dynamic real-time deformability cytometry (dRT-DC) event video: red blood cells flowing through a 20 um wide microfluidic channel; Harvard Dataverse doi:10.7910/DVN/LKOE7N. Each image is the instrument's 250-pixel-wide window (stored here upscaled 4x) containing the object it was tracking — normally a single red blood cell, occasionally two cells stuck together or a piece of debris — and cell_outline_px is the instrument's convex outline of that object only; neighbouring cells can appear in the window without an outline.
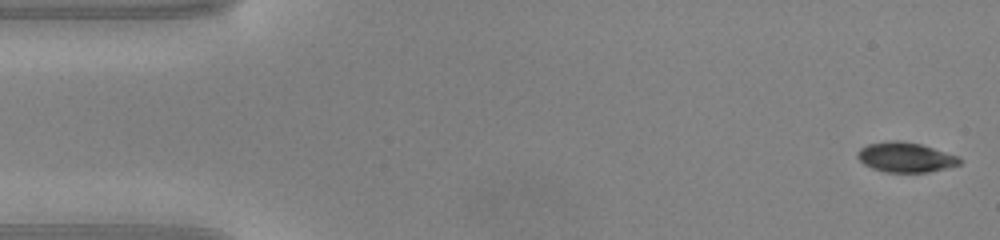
{"species": "common noctule bat (a hibernating species)", "species_latin": "Nyctalus noctula", "temperature_condition": "warm", "stored_images_in_passage": 48, "camera_frame_rate_fps": 3000, "um_per_image_px": 0.085, "animal": {"sex": "male", "body_mass_g": 20.0, "forearm_length_mm": 53.3}, "frame": {"image": 1, "passage_image": 1, "time_ms": 0.0, "image_size_px": [1000, 240], "cell_outline_px": [[964, 160], [960, 164], [948, 168], [928, 172], [884, 172], [872, 168], [864, 164], [856, 156], [856, 152], [860, 148], [868, 144], [892, 140], [900, 140], [920, 144], [960, 156]], "centroid_in_image_um": [76.99, 13.37], "position_along_channel_um": 8.0, "area_um2": 17.98}}
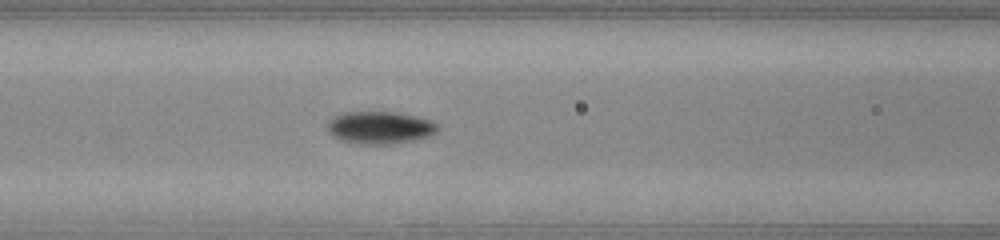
{"frame": {"image": 2, "passage_image": 19, "time_ms": 6.0, "image_size_px": [1000, 240], "cell_outline_px": [[436, 132], [428, 136], [412, 140], [388, 144], [360, 144], [340, 140], [332, 136], [328, 128], [328, 120], [332, 116], [344, 112], [396, 112], [416, 116], [428, 120], [436, 124]], "centroid_in_image_um": [32.22, 10.84], "position_along_channel_um": 134.4, "area_um2": 20.63}}
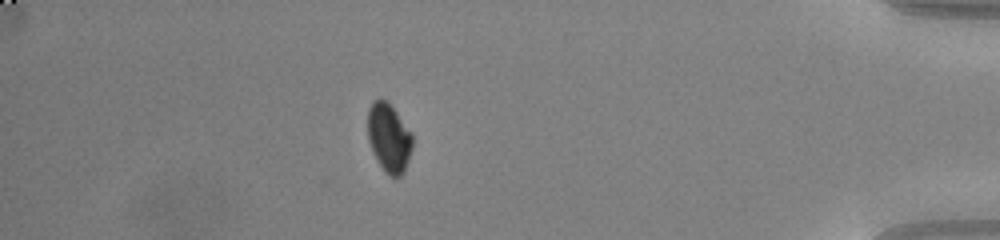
{"frame": {"image": 3, "passage_image": 42, "time_ms": 13.667, "image_size_px": [1000, 240], "cell_outline_px": [[412, 148], [404, 172], [400, 176], [388, 176], [384, 172], [372, 152], [368, 140], [368, 108], [372, 100], [380, 96], [388, 100], [412, 132]], "centroid_in_image_um": [33.04, 11.66], "position_along_channel_um": 402.2, "area_um2": 18.38}, "authors_computed_cell_mechanics": {"area_um2": 18.8717, "velocity_mm_per_s": 4.163, "shape_relaxation_time_tau1_ms": 2.1919, "shape_relaxation_time_tau2_ms": null, "deformation_change_tau1": 0.1175, "deformation_change_tau2": null}}